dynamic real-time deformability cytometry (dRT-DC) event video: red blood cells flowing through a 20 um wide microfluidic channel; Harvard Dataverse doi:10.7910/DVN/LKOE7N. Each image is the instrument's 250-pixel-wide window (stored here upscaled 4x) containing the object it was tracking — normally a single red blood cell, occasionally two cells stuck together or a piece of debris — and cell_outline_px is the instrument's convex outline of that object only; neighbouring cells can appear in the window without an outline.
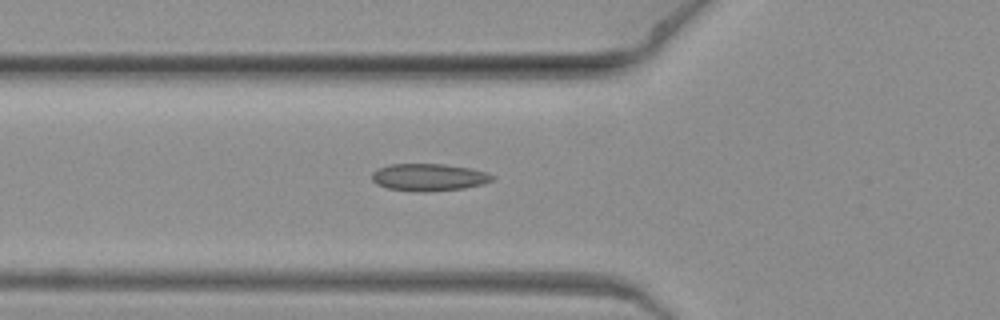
{"species": "common noctule bat (a hibernating species)", "species_latin": "Nyctalus noctula", "temperature_condition": "warm", "stored_images_in_passage": 6, "camera_frame_rate_fps": 3000, "um_per_image_px": 0.085, "animal": {"sex": "female", "body_mass_g": 19.3, "forearm_length_mm": 54.1}, "frame": {"image": 1, "passage_image": 6, "time_ms": 1.667, "image_size_px": [1000, 320], "cell_outline_px": [[496, 176], [492, 180], [484, 184], [464, 188], [428, 192], [424, 192], [388, 188], [376, 184], [372, 180], [372, 172], [376, 168], [388, 164], [444, 164], [472, 168]], "centroid_in_image_um": [36.44, 15.06], "position_along_channel_um": 89.4, "area_um2": 19.25}}